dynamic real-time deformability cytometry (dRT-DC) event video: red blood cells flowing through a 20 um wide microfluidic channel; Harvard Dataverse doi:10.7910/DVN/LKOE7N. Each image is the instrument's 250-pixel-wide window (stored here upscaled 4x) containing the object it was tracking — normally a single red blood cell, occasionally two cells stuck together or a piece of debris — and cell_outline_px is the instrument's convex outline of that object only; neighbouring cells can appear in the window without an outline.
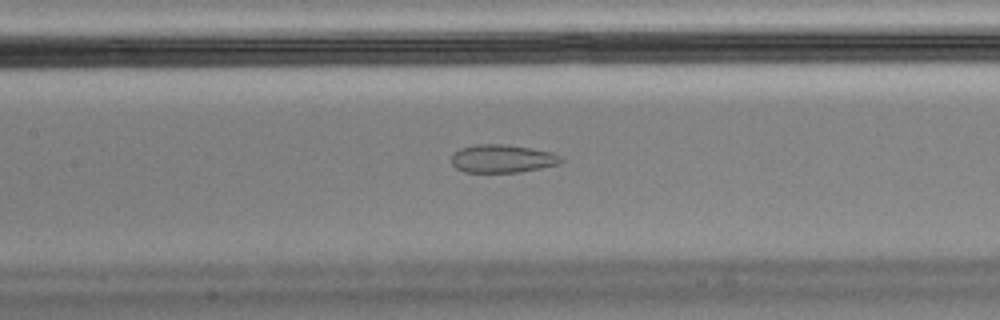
{"species": "Egyptian fruit bat (a non-hibernating species)", "species_latin": "Rousettus aegyptiacus", "temperature_condition": "cold", "stored_images_in_passage": 56, "camera_frame_rate_fps": 3000, "um_per_image_px": 0.085, "animal": {"sex": "male"}, "frame": {"image": 1, "passage_image": 25, "time_ms": 8.0, "image_size_px": [1000, 320], "cell_outline_px": [[564, 160], [560, 164], [520, 172], [464, 172], [456, 168], [452, 164], [452, 156], [460, 148], [476, 144], [504, 144], [552, 152], [564, 156]], "centroid_in_image_um": [42.74, 13.49], "position_along_channel_um": 164.7, "area_um2": 17.98}, "authors_computed_cell_mechanics": {"area_um2": 22.7443, "velocity_mm_per_s": 3.4946, "shape_relaxation_time_tau1_ms": null, "shape_relaxation_time_tau2_ms": 1.5154, "deformation_change_tau1": null, "deformation_change_tau2": 0.0756}}